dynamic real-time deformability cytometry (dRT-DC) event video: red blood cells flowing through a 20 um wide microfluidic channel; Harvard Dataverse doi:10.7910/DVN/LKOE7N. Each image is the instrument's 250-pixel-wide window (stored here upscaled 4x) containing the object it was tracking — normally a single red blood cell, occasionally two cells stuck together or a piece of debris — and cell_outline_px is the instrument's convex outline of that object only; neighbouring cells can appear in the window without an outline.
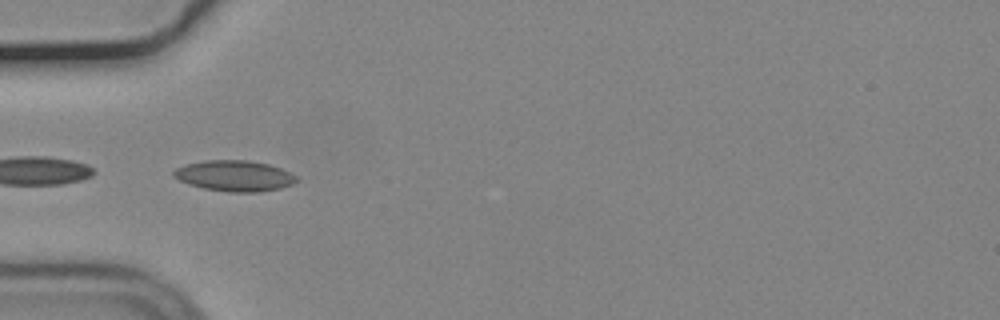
{"species": "common noctule bat (a hibernating species)", "species_latin": "Nyctalus noctula", "temperature_condition": "cold", "stored_images_in_passage": 9, "camera_frame_rate_fps": 3000, "um_per_image_px": 0.085, "animal": {"sex": "male", "body_mass_g": 19.2, "forearm_length_mm": 51.8}, "frame": {"image": 1, "passage_image": 3, "time_ms": 0.667, "image_size_px": [1000, 320], "cell_outline_px": [[300, 180], [292, 184], [280, 188], [256, 192], [228, 192], [204, 188], [188, 184], [172, 176], [172, 172], [176, 168], [184, 164], [204, 160], [248, 160], [268, 164], [280, 168], [296, 176]], "centroid_in_image_um": [19.9, 14.94], "position_along_channel_um": 65.1, "area_um2": 22.08}}